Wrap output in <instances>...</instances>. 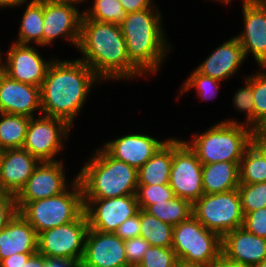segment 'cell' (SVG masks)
Returning <instances> with one entry per match:
<instances>
[{"mask_svg":"<svg viewBox=\"0 0 266 267\" xmlns=\"http://www.w3.org/2000/svg\"><path fill=\"white\" fill-rule=\"evenodd\" d=\"M172 160L173 138H168L157 152L137 170L138 185L169 184Z\"/></svg>","mask_w":266,"mask_h":267,"instance_id":"obj_25","label":"cell"},{"mask_svg":"<svg viewBox=\"0 0 266 267\" xmlns=\"http://www.w3.org/2000/svg\"><path fill=\"white\" fill-rule=\"evenodd\" d=\"M210 267H247L226 259L222 254L210 263Z\"/></svg>","mask_w":266,"mask_h":267,"instance_id":"obj_47","label":"cell"},{"mask_svg":"<svg viewBox=\"0 0 266 267\" xmlns=\"http://www.w3.org/2000/svg\"><path fill=\"white\" fill-rule=\"evenodd\" d=\"M89 229L112 232L139 211L136 194L114 198H83Z\"/></svg>","mask_w":266,"mask_h":267,"instance_id":"obj_12","label":"cell"},{"mask_svg":"<svg viewBox=\"0 0 266 267\" xmlns=\"http://www.w3.org/2000/svg\"><path fill=\"white\" fill-rule=\"evenodd\" d=\"M88 230L87 216L83 212L75 221L38 233L37 252L45 257L72 258L81 262Z\"/></svg>","mask_w":266,"mask_h":267,"instance_id":"obj_9","label":"cell"},{"mask_svg":"<svg viewBox=\"0 0 266 267\" xmlns=\"http://www.w3.org/2000/svg\"><path fill=\"white\" fill-rule=\"evenodd\" d=\"M179 260L171 247L149 246L136 267H177Z\"/></svg>","mask_w":266,"mask_h":267,"instance_id":"obj_35","label":"cell"},{"mask_svg":"<svg viewBox=\"0 0 266 267\" xmlns=\"http://www.w3.org/2000/svg\"><path fill=\"white\" fill-rule=\"evenodd\" d=\"M216 1H221L222 3L228 4L229 2H231V0H216Z\"/></svg>","mask_w":266,"mask_h":267,"instance_id":"obj_54","label":"cell"},{"mask_svg":"<svg viewBox=\"0 0 266 267\" xmlns=\"http://www.w3.org/2000/svg\"><path fill=\"white\" fill-rule=\"evenodd\" d=\"M102 80L82 60L53 59L40 87V114L57 117L73 125L94 82Z\"/></svg>","mask_w":266,"mask_h":267,"instance_id":"obj_1","label":"cell"},{"mask_svg":"<svg viewBox=\"0 0 266 267\" xmlns=\"http://www.w3.org/2000/svg\"><path fill=\"white\" fill-rule=\"evenodd\" d=\"M115 234L123 240L140 236V209L135 216L126 219Z\"/></svg>","mask_w":266,"mask_h":267,"instance_id":"obj_41","label":"cell"},{"mask_svg":"<svg viewBox=\"0 0 266 267\" xmlns=\"http://www.w3.org/2000/svg\"><path fill=\"white\" fill-rule=\"evenodd\" d=\"M238 192L243 215L266 207V182L240 184Z\"/></svg>","mask_w":266,"mask_h":267,"instance_id":"obj_32","label":"cell"},{"mask_svg":"<svg viewBox=\"0 0 266 267\" xmlns=\"http://www.w3.org/2000/svg\"><path fill=\"white\" fill-rule=\"evenodd\" d=\"M252 93L254 102V128L266 117V73L252 74Z\"/></svg>","mask_w":266,"mask_h":267,"instance_id":"obj_36","label":"cell"},{"mask_svg":"<svg viewBox=\"0 0 266 267\" xmlns=\"http://www.w3.org/2000/svg\"><path fill=\"white\" fill-rule=\"evenodd\" d=\"M140 236L148 241L150 246L172 247L173 226L140 209Z\"/></svg>","mask_w":266,"mask_h":267,"instance_id":"obj_29","label":"cell"},{"mask_svg":"<svg viewBox=\"0 0 266 267\" xmlns=\"http://www.w3.org/2000/svg\"><path fill=\"white\" fill-rule=\"evenodd\" d=\"M177 267H210V264H189L179 262Z\"/></svg>","mask_w":266,"mask_h":267,"instance_id":"obj_50","label":"cell"},{"mask_svg":"<svg viewBox=\"0 0 266 267\" xmlns=\"http://www.w3.org/2000/svg\"><path fill=\"white\" fill-rule=\"evenodd\" d=\"M174 193L169 184L138 185L136 197L140 209H146L157 202L171 200Z\"/></svg>","mask_w":266,"mask_h":267,"instance_id":"obj_34","label":"cell"},{"mask_svg":"<svg viewBox=\"0 0 266 267\" xmlns=\"http://www.w3.org/2000/svg\"><path fill=\"white\" fill-rule=\"evenodd\" d=\"M27 4L20 23L19 37L15 42L30 45L33 41L43 46V0H31Z\"/></svg>","mask_w":266,"mask_h":267,"instance_id":"obj_26","label":"cell"},{"mask_svg":"<svg viewBox=\"0 0 266 267\" xmlns=\"http://www.w3.org/2000/svg\"><path fill=\"white\" fill-rule=\"evenodd\" d=\"M30 118L0 112V151L23 148Z\"/></svg>","mask_w":266,"mask_h":267,"instance_id":"obj_27","label":"cell"},{"mask_svg":"<svg viewBox=\"0 0 266 267\" xmlns=\"http://www.w3.org/2000/svg\"><path fill=\"white\" fill-rule=\"evenodd\" d=\"M161 19L158 8H150L128 13L120 24L128 58L146 77L159 70L171 49Z\"/></svg>","mask_w":266,"mask_h":267,"instance_id":"obj_3","label":"cell"},{"mask_svg":"<svg viewBox=\"0 0 266 267\" xmlns=\"http://www.w3.org/2000/svg\"><path fill=\"white\" fill-rule=\"evenodd\" d=\"M221 81L202 75L196 69L190 74L181 86L180 94L196 88L198 97L202 100H211L217 96L219 84Z\"/></svg>","mask_w":266,"mask_h":267,"instance_id":"obj_33","label":"cell"},{"mask_svg":"<svg viewBox=\"0 0 266 267\" xmlns=\"http://www.w3.org/2000/svg\"><path fill=\"white\" fill-rule=\"evenodd\" d=\"M18 213L15 195L0 191V231Z\"/></svg>","mask_w":266,"mask_h":267,"instance_id":"obj_40","label":"cell"},{"mask_svg":"<svg viewBox=\"0 0 266 267\" xmlns=\"http://www.w3.org/2000/svg\"><path fill=\"white\" fill-rule=\"evenodd\" d=\"M83 198H114L136 194L137 169L98 148L77 174Z\"/></svg>","mask_w":266,"mask_h":267,"instance_id":"obj_4","label":"cell"},{"mask_svg":"<svg viewBox=\"0 0 266 267\" xmlns=\"http://www.w3.org/2000/svg\"><path fill=\"white\" fill-rule=\"evenodd\" d=\"M71 127L61 118L45 115L38 118L31 117L23 149L40 162L57 161L56 155L64 148L62 139L68 138Z\"/></svg>","mask_w":266,"mask_h":267,"instance_id":"obj_11","label":"cell"},{"mask_svg":"<svg viewBox=\"0 0 266 267\" xmlns=\"http://www.w3.org/2000/svg\"><path fill=\"white\" fill-rule=\"evenodd\" d=\"M51 2H69L74 4H79V2H86V0H47Z\"/></svg>","mask_w":266,"mask_h":267,"instance_id":"obj_51","label":"cell"},{"mask_svg":"<svg viewBox=\"0 0 266 267\" xmlns=\"http://www.w3.org/2000/svg\"><path fill=\"white\" fill-rule=\"evenodd\" d=\"M248 77V78H247ZM245 79L244 88H240L235 92L233 97V105L239 112H246V121L243 122L244 125H247L254 129V102H253V93H252V75L247 76Z\"/></svg>","mask_w":266,"mask_h":267,"instance_id":"obj_37","label":"cell"},{"mask_svg":"<svg viewBox=\"0 0 266 267\" xmlns=\"http://www.w3.org/2000/svg\"><path fill=\"white\" fill-rule=\"evenodd\" d=\"M169 185L175 196L192 204L203 194L202 163L185 140L173 138V160Z\"/></svg>","mask_w":266,"mask_h":267,"instance_id":"obj_10","label":"cell"},{"mask_svg":"<svg viewBox=\"0 0 266 267\" xmlns=\"http://www.w3.org/2000/svg\"><path fill=\"white\" fill-rule=\"evenodd\" d=\"M152 1L153 0H120L122 8L127 14L143 11L145 9L157 8L155 4H152Z\"/></svg>","mask_w":266,"mask_h":267,"instance_id":"obj_42","label":"cell"},{"mask_svg":"<svg viewBox=\"0 0 266 267\" xmlns=\"http://www.w3.org/2000/svg\"><path fill=\"white\" fill-rule=\"evenodd\" d=\"M3 55H1V51H0V66H1V63L3 62V57H2Z\"/></svg>","mask_w":266,"mask_h":267,"instance_id":"obj_55","label":"cell"},{"mask_svg":"<svg viewBox=\"0 0 266 267\" xmlns=\"http://www.w3.org/2000/svg\"><path fill=\"white\" fill-rule=\"evenodd\" d=\"M193 204L183 198L174 196L171 200H164L149 205L145 211L160 219L164 223L176 226L192 216Z\"/></svg>","mask_w":266,"mask_h":267,"instance_id":"obj_28","label":"cell"},{"mask_svg":"<svg viewBox=\"0 0 266 267\" xmlns=\"http://www.w3.org/2000/svg\"><path fill=\"white\" fill-rule=\"evenodd\" d=\"M251 145L264 157L266 160V135L258 134L254 129L251 135Z\"/></svg>","mask_w":266,"mask_h":267,"instance_id":"obj_45","label":"cell"},{"mask_svg":"<svg viewBox=\"0 0 266 267\" xmlns=\"http://www.w3.org/2000/svg\"><path fill=\"white\" fill-rule=\"evenodd\" d=\"M62 160L42 161L34 169L24 187L15 196L16 202H31L59 195L67 190Z\"/></svg>","mask_w":266,"mask_h":267,"instance_id":"obj_15","label":"cell"},{"mask_svg":"<svg viewBox=\"0 0 266 267\" xmlns=\"http://www.w3.org/2000/svg\"><path fill=\"white\" fill-rule=\"evenodd\" d=\"M240 162H215L202 164L204 194L224 193L238 189Z\"/></svg>","mask_w":266,"mask_h":267,"instance_id":"obj_24","label":"cell"},{"mask_svg":"<svg viewBox=\"0 0 266 267\" xmlns=\"http://www.w3.org/2000/svg\"><path fill=\"white\" fill-rule=\"evenodd\" d=\"M38 234L18 212L0 231V262L16 253H36Z\"/></svg>","mask_w":266,"mask_h":267,"instance_id":"obj_23","label":"cell"},{"mask_svg":"<svg viewBox=\"0 0 266 267\" xmlns=\"http://www.w3.org/2000/svg\"><path fill=\"white\" fill-rule=\"evenodd\" d=\"M261 135H266V117L254 128Z\"/></svg>","mask_w":266,"mask_h":267,"instance_id":"obj_49","label":"cell"},{"mask_svg":"<svg viewBox=\"0 0 266 267\" xmlns=\"http://www.w3.org/2000/svg\"><path fill=\"white\" fill-rule=\"evenodd\" d=\"M34 253H16L0 262V267H22Z\"/></svg>","mask_w":266,"mask_h":267,"instance_id":"obj_44","label":"cell"},{"mask_svg":"<svg viewBox=\"0 0 266 267\" xmlns=\"http://www.w3.org/2000/svg\"><path fill=\"white\" fill-rule=\"evenodd\" d=\"M92 3L91 8L84 10L82 18L120 25L127 15L120 0H94Z\"/></svg>","mask_w":266,"mask_h":267,"instance_id":"obj_31","label":"cell"},{"mask_svg":"<svg viewBox=\"0 0 266 267\" xmlns=\"http://www.w3.org/2000/svg\"><path fill=\"white\" fill-rule=\"evenodd\" d=\"M41 112L40 87L10 79L0 70V112L35 117Z\"/></svg>","mask_w":266,"mask_h":267,"instance_id":"obj_18","label":"cell"},{"mask_svg":"<svg viewBox=\"0 0 266 267\" xmlns=\"http://www.w3.org/2000/svg\"><path fill=\"white\" fill-rule=\"evenodd\" d=\"M63 193L31 202H16L18 212L38 233L75 221L84 212L83 190L80 181L73 179Z\"/></svg>","mask_w":266,"mask_h":267,"instance_id":"obj_6","label":"cell"},{"mask_svg":"<svg viewBox=\"0 0 266 267\" xmlns=\"http://www.w3.org/2000/svg\"><path fill=\"white\" fill-rule=\"evenodd\" d=\"M253 129L238 121L225 120L193 134L192 141H186L195 151L202 164L215 162H240L245 150L251 145Z\"/></svg>","mask_w":266,"mask_h":267,"instance_id":"obj_5","label":"cell"},{"mask_svg":"<svg viewBox=\"0 0 266 267\" xmlns=\"http://www.w3.org/2000/svg\"><path fill=\"white\" fill-rule=\"evenodd\" d=\"M245 59L244 49L238 39L232 37L218 46L196 70L202 75L222 81L235 75Z\"/></svg>","mask_w":266,"mask_h":267,"instance_id":"obj_22","label":"cell"},{"mask_svg":"<svg viewBox=\"0 0 266 267\" xmlns=\"http://www.w3.org/2000/svg\"><path fill=\"white\" fill-rule=\"evenodd\" d=\"M167 140L158 141L150 135L134 133L108 141L102 147L113 158L121 160L138 170Z\"/></svg>","mask_w":266,"mask_h":267,"instance_id":"obj_21","label":"cell"},{"mask_svg":"<svg viewBox=\"0 0 266 267\" xmlns=\"http://www.w3.org/2000/svg\"><path fill=\"white\" fill-rule=\"evenodd\" d=\"M77 49L102 81L144 75L128 58L120 25L82 18Z\"/></svg>","mask_w":266,"mask_h":267,"instance_id":"obj_2","label":"cell"},{"mask_svg":"<svg viewBox=\"0 0 266 267\" xmlns=\"http://www.w3.org/2000/svg\"><path fill=\"white\" fill-rule=\"evenodd\" d=\"M222 237L206 229L193 215L173 227L172 249L179 262L210 264L221 255Z\"/></svg>","mask_w":266,"mask_h":267,"instance_id":"obj_7","label":"cell"},{"mask_svg":"<svg viewBox=\"0 0 266 267\" xmlns=\"http://www.w3.org/2000/svg\"><path fill=\"white\" fill-rule=\"evenodd\" d=\"M251 267H266V260H264L263 262H261L259 264L254 265V266H251Z\"/></svg>","mask_w":266,"mask_h":267,"instance_id":"obj_53","label":"cell"},{"mask_svg":"<svg viewBox=\"0 0 266 267\" xmlns=\"http://www.w3.org/2000/svg\"><path fill=\"white\" fill-rule=\"evenodd\" d=\"M242 11L245 27L235 37L246 57L252 53L259 67L266 69V3L243 1Z\"/></svg>","mask_w":266,"mask_h":267,"instance_id":"obj_17","label":"cell"},{"mask_svg":"<svg viewBox=\"0 0 266 267\" xmlns=\"http://www.w3.org/2000/svg\"><path fill=\"white\" fill-rule=\"evenodd\" d=\"M242 1H247L252 3H266V0H242Z\"/></svg>","mask_w":266,"mask_h":267,"instance_id":"obj_52","label":"cell"},{"mask_svg":"<svg viewBox=\"0 0 266 267\" xmlns=\"http://www.w3.org/2000/svg\"><path fill=\"white\" fill-rule=\"evenodd\" d=\"M81 267H131L127 261L124 240L112 232L89 229Z\"/></svg>","mask_w":266,"mask_h":267,"instance_id":"obj_16","label":"cell"},{"mask_svg":"<svg viewBox=\"0 0 266 267\" xmlns=\"http://www.w3.org/2000/svg\"><path fill=\"white\" fill-rule=\"evenodd\" d=\"M240 184L266 182V160L250 145L239 164Z\"/></svg>","mask_w":266,"mask_h":267,"instance_id":"obj_30","label":"cell"},{"mask_svg":"<svg viewBox=\"0 0 266 267\" xmlns=\"http://www.w3.org/2000/svg\"><path fill=\"white\" fill-rule=\"evenodd\" d=\"M192 215L221 237L242 227L243 212L238 189L224 193L203 194L193 203Z\"/></svg>","mask_w":266,"mask_h":267,"instance_id":"obj_8","label":"cell"},{"mask_svg":"<svg viewBox=\"0 0 266 267\" xmlns=\"http://www.w3.org/2000/svg\"><path fill=\"white\" fill-rule=\"evenodd\" d=\"M6 53V63L0 70L10 79L41 87L49 65L53 59L44 60L31 44L13 42Z\"/></svg>","mask_w":266,"mask_h":267,"instance_id":"obj_14","label":"cell"},{"mask_svg":"<svg viewBox=\"0 0 266 267\" xmlns=\"http://www.w3.org/2000/svg\"><path fill=\"white\" fill-rule=\"evenodd\" d=\"M221 254L228 260L251 267L266 260V238L256 236L243 227L222 236Z\"/></svg>","mask_w":266,"mask_h":267,"instance_id":"obj_19","label":"cell"},{"mask_svg":"<svg viewBox=\"0 0 266 267\" xmlns=\"http://www.w3.org/2000/svg\"><path fill=\"white\" fill-rule=\"evenodd\" d=\"M28 0H0V8H6V7H14L22 5V3H26Z\"/></svg>","mask_w":266,"mask_h":267,"instance_id":"obj_48","label":"cell"},{"mask_svg":"<svg viewBox=\"0 0 266 267\" xmlns=\"http://www.w3.org/2000/svg\"><path fill=\"white\" fill-rule=\"evenodd\" d=\"M39 163L23 148L0 151V191L16 196Z\"/></svg>","mask_w":266,"mask_h":267,"instance_id":"obj_20","label":"cell"},{"mask_svg":"<svg viewBox=\"0 0 266 267\" xmlns=\"http://www.w3.org/2000/svg\"><path fill=\"white\" fill-rule=\"evenodd\" d=\"M45 267H81V262L72 258L45 257Z\"/></svg>","mask_w":266,"mask_h":267,"instance_id":"obj_43","label":"cell"},{"mask_svg":"<svg viewBox=\"0 0 266 267\" xmlns=\"http://www.w3.org/2000/svg\"><path fill=\"white\" fill-rule=\"evenodd\" d=\"M149 246L148 241L141 236L124 240V249L128 264L131 267H136L141 262Z\"/></svg>","mask_w":266,"mask_h":267,"instance_id":"obj_39","label":"cell"},{"mask_svg":"<svg viewBox=\"0 0 266 267\" xmlns=\"http://www.w3.org/2000/svg\"><path fill=\"white\" fill-rule=\"evenodd\" d=\"M22 267H45V256L36 252L28 258Z\"/></svg>","mask_w":266,"mask_h":267,"instance_id":"obj_46","label":"cell"},{"mask_svg":"<svg viewBox=\"0 0 266 267\" xmlns=\"http://www.w3.org/2000/svg\"><path fill=\"white\" fill-rule=\"evenodd\" d=\"M75 5L43 0V46L50 45L60 36L78 47L83 12Z\"/></svg>","mask_w":266,"mask_h":267,"instance_id":"obj_13","label":"cell"},{"mask_svg":"<svg viewBox=\"0 0 266 267\" xmlns=\"http://www.w3.org/2000/svg\"><path fill=\"white\" fill-rule=\"evenodd\" d=\"M242 227L249 233L266 238V207L246 213Z\"/></svg>","mask_w":266,"mask_h":267,"instance_id":"obj_38","label":"cell"}]
</instances>
